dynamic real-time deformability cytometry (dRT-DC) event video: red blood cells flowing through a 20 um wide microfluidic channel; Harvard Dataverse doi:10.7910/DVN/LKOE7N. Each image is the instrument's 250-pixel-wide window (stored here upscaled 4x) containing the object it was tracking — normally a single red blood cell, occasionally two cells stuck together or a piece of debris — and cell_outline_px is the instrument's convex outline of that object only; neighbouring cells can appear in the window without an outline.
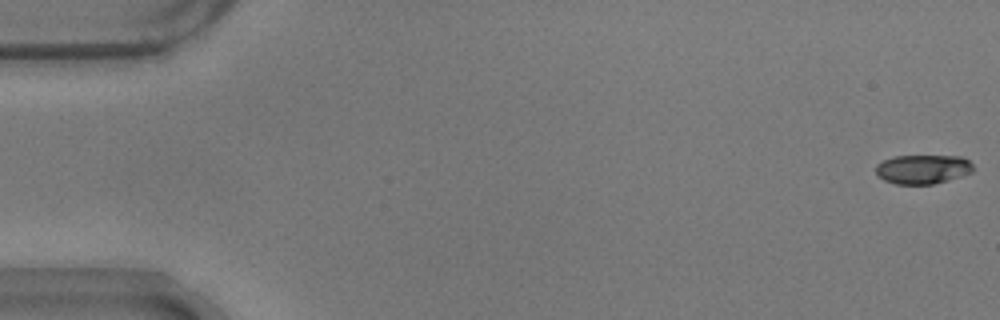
{"species": "common noctule bat (a hibernating species)", "species_latin": "Nyctalus noctula", "temperature_condition": "warm", "stored_images_in_passage": 56, "camera_frame_rate_fps": 3000, "um_per_image_px": 0.085, "animal": {"sex": "male", "body_mass_g": 17.9}, "frame": {"image": 1, "passage_image": 1, "time_ms": 0.0, "image_size_px": [1000, 320], "cell_outline_px": [[972, 172], [948, 180], [932, 184], [896, 184], [884, 180], [876, 172], [876, 164], [892, 156], [960, 156], [968, 160], [972, 164]], "centroid_in_image_um": [78.42, 14.38], "position_along_channel_um": 6.6, "area_um2": 16.42}}
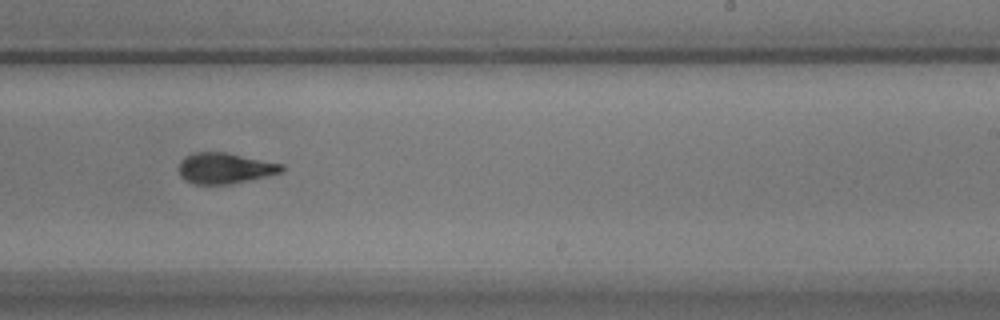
{"frame": {"image": 2, "passage_image": 34, "time_ms": 11.0, "image_size_px": [1000, 320], "cell_outline_px": [[284, 172], [232, 184], [196, 184], [184, 180], [180, 176], [180, 160], [184, 156], [192, 152], [228, 152], [284, 164]], "centroid_in_image_um": [19.14, 14.29], "position_along_channel_um": 269.9, "area_um2": 18.73}}
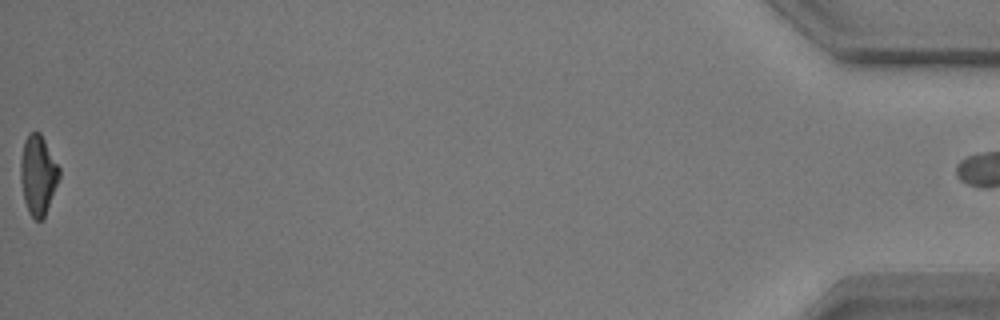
{"frame": {"image": 3, "passage_image": 55, "time_ms": 18.0, "image_size_px": [1000, 320], "cell_outline_px": [[60, 176], [44, 216], [40, 220], [36, 220], [28, 212], [24, 200], [20, 180], [20, 160], [24, 140], [28, 132], [40, 132], [60, 168]], "centroid_in_image_um": [3.21, 14.83], "position_along_channel_um": 432.0, "area_um2": 17.86}, "authors_computed_cell_mechanics": {"area_um2": 18.4671, "velocity_mm_per_s": 3.721, "shape_relaxation_time_tau1_ms": 5.8462, "shape_relaxation_time_tau2_ms": 1.8867, "deformation_change_tau1": 0.2021, "deformation_change_tau2": 0.0809}}